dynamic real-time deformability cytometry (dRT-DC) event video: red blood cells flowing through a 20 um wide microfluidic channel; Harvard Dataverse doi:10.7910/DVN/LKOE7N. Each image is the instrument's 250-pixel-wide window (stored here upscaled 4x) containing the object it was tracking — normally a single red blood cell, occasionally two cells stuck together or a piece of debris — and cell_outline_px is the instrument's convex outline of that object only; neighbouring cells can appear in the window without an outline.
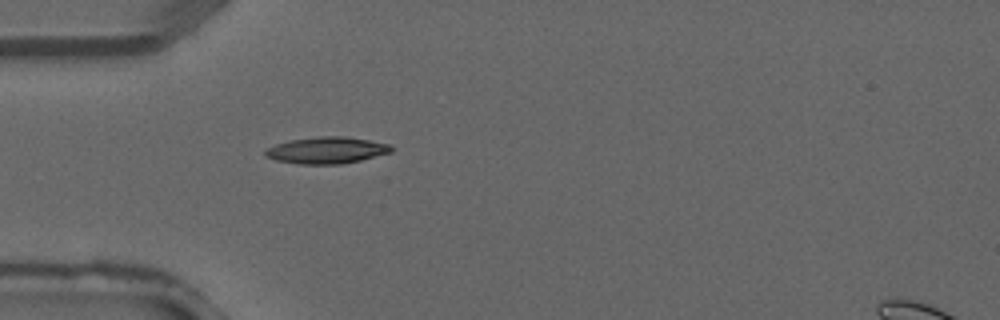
{"species": "common noctule bat (a hibernating species)", "species_latin": "Nyctalus noctula", "temperature_condition": "warm", "stored_images_in_passage": 1, "camera_frame_rate_fps": 3000, "um_per_image_px": 0.085, "animal": {"sex": "male", "forearm_length_mm": 52.5}, "frame": {"image": 1, "passage_image": 1, "time_ms": 0.0, "image_size_px": [1000, 320], "cell_outline_px": [[392, 152], [360, 160], [340, 164], [300, 164], [276, 160], [264, 156], [264, 148], [288, 140], [320, 136], [344, 136], [392, 144]], "centroid_in_image_um": [27.74, 12.76], "position_along_channel_um": 57.3, "area_um2": 19.65}}